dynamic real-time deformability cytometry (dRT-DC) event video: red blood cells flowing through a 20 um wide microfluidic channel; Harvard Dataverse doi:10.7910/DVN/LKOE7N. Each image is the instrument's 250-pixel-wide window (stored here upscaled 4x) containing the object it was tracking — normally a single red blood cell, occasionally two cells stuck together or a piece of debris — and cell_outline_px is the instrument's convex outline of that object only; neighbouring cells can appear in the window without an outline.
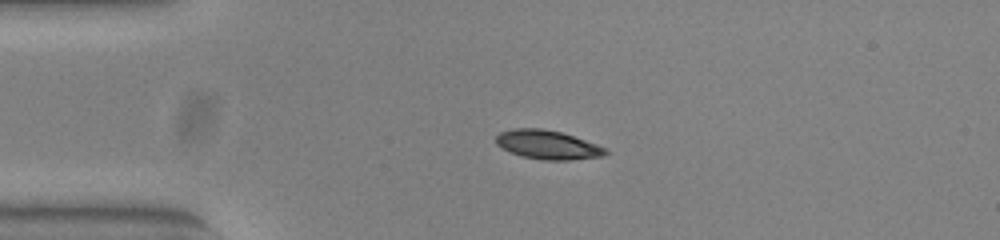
{"species": "common noctule bat (a hibernating species)", "species_latin": "Nyctalus noctula", "temperature_condition": "warm", "stored_images_in_passage": 42, "camera_frame_rate_fps": 3000, "um_per_image_px": 0.085, "animal": {"sex": "female", "body_mass_g": 23.0, "forearm_length_mm": 53.4}, "frame": {"image": 1, "passage_image": 1, "time_ms": 0.0, "image_size_px": [1000, 240], "cell_outline_px": [[608, 152], [604, 156], [568, 160], [544, 160], [520, 156], [500, 148], [496, 144], [496, 136], [500, 132], [512, 128], [540, 128], [560, 132], [608, 148]], "centroid_in_image_um": [46.52, 12.31], "position_along_channel_um": 38.5, "area_um2": 18.5}}
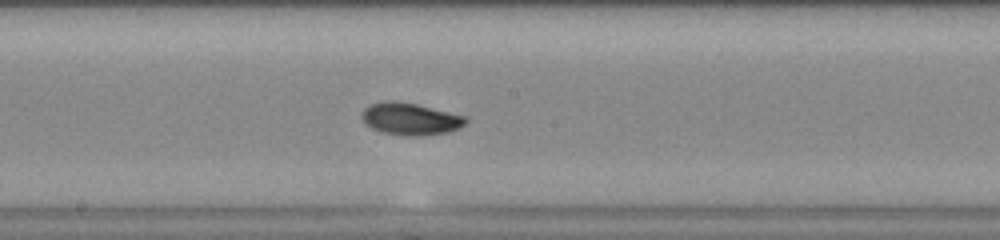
{"frame": {"image": 2, "passage_image": 17, "time_ms": 5.333, "image_size_px": [1000, 240], "cell_outline_px": [[468, 120], [460, 128], [448, 132], [420, 136], [408, 136], [384, 132], [372, 128], [364, 124], [360, 116], [360, 112], [364, 108], [372, 104], [384, 100], [392, 100], [416, 104], [468, 116]], "centroid_in_image_um": [34.87, 10.1], "position_along_channel_um": 213.3, "area_um2": 19.65}}
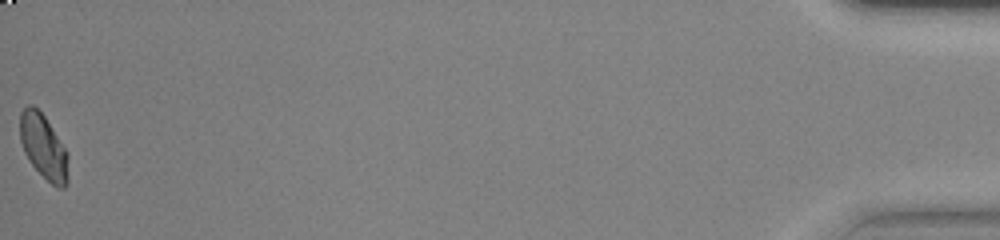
{"frame": {"image": 3, "passage_image": 42, "time_ms": 13.667, "image_size_px": [1000, 240], "cell_outline_px": [[68, 180], [64, 188], [60, 188], [52, 184], [32, 164], [24, 152], [20, 140], [20, 112], [28, 104], [32, 104], [44, 116], [68, 152]], "centroid_in_image_um": [3.7, 12.46], "position_along_channel_um": 431.5, "area_um2": 17.98}, "authors_computed_cell_mechanics": {"area_um2": 18.4382, "velocity_mm_per_s": 3.8652, "shape_relaxation_time_tau1_ms": 4.4923, "shape_relaxation_time_tau2_ms": 8.7017, "deformation_change_tau1": 0.1384, "deformation_change_tau2": 0.0984}}